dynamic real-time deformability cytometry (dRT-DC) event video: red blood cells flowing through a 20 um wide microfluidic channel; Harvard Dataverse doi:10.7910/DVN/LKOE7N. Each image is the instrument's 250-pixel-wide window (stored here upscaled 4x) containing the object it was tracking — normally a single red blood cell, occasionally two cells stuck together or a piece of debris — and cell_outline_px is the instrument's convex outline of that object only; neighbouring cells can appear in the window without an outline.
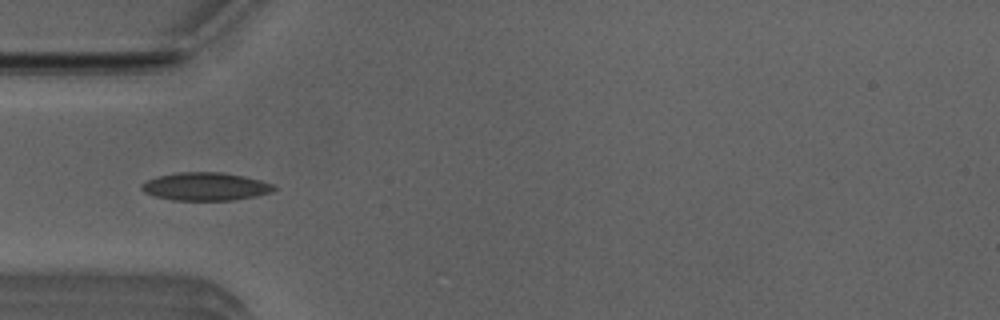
{"species": "Egyptian fruit bat (a non-hibernating species)", "species_latin": "Rousettus aegyptiacus", "temperature_condition": "room temperature", "stored_images_in_passage": 45, "camera_frame_rate_fps": 3000, "um_per_image_px": 0.085, "animal": {"sex": "male"}, "frame": {"image": 1, "passage_image": 15, "time_ms": 4.667, "image_size_px": [1000, 320], "cell_outline_px": [[276, 188], [272, 192], [256, 196], [232, 200], [172, 200], [156, 196], [144, 192], [140, 188], [140, 184], [156, 176], [180, 172], [220, 172], [244, 176], [260, 180], [272, 184]], "centroid_in_image_um": [17.45, 15.85], "position_along_channel_um": 67.5, "area_um2": 21.56}}
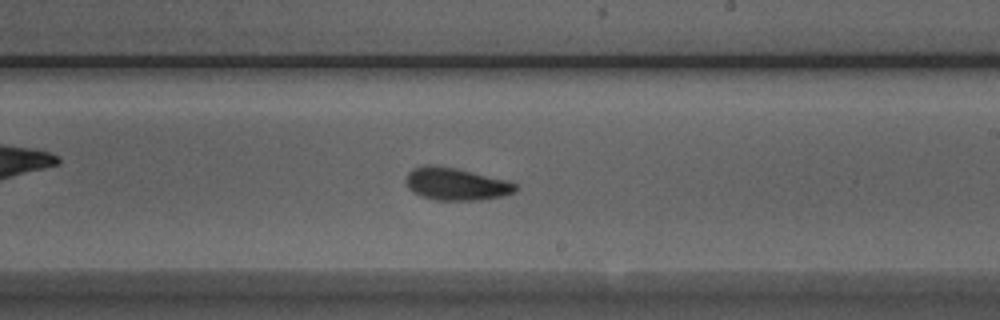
{"frame": {"image": 2, "passage_image": 29, "time_ms": 9.333, "image_size_px": [1000, 320], "cell_outline_px": [[520, 188], [516, 192], [504, 196], [480, 200], [436, 200], [420, 196], [412, 192], [408, 188], [404, 180], [408, 172], [412, 168], [424, 164], [428, 164], [456, 168], [508, 180], [516, 184]], "centroid_in_image_um": [38.76, 15.64], "position_along_channel_um": 250.2, "area_um2": 21.15}}
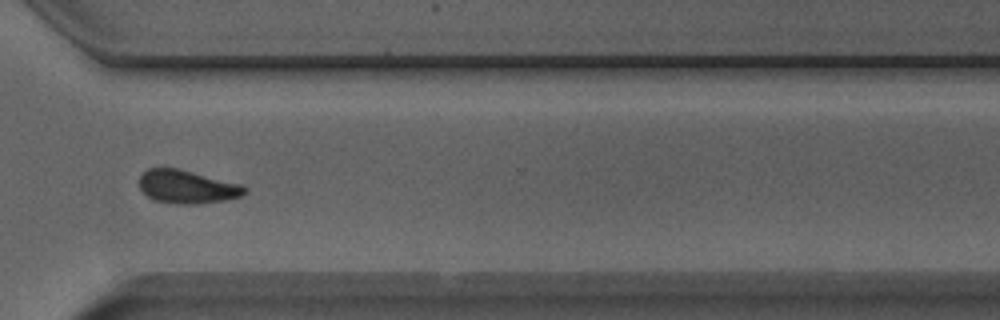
{"frame": {"image": 3, "passage_image": 37, "time_ms": 12.0, "image_size_px": [1000, 320], "cell_outline_px": [[248, 192], [240, 196], [224, 200], [200, 204], [176, 204], [156, 200], [148, 196], [140, 188], [140, 176], [148, 168], [176, 168], [240, 184], [248, 188]], "centroid_in_image_um": [15.92, 15.89], "position_along_channel_um": 354.7, "area_um2": 20.17}, "authors_computed_cell_mechanics": {"area_um2": 20.1722, "velocity_mm_per_s": 3.9149, "shape_relaxation_time_tau1_ms": 2.8766, "shape_relaxation_time_tau2_ms": 4.2171, "deformation_change_tau1": 0.0978, "deformation_change_tau2": 0.0769}}